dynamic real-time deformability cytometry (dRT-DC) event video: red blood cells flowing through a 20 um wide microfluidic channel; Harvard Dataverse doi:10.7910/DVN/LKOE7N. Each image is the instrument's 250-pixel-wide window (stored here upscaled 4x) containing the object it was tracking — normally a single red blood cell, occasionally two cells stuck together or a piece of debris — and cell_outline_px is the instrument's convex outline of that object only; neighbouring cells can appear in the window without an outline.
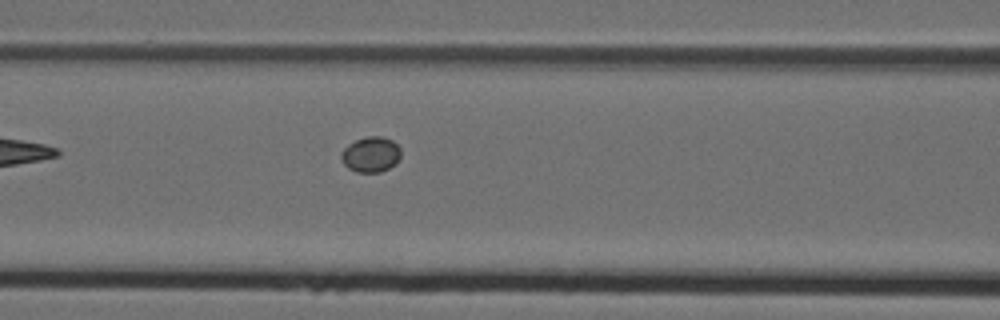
{"species": "Egyptian fruit bat (a non-hibernating species)", "species_latin": "Rousettus aegyptiacus", "temperature_condition": "cold", "stored_images_in_passage": 6, "camera_frame_rate_fps": 3000, "um_per_image_px": 0.085, "animal": {"sex": "female"}, "frame": {"image": 1, "passage_image": 6, "time_ms": 1.667, "image_size_px": [1000, 320], "cell_outline_px": [[400, 156], [396, 164], [380, 172], [356, 172], [348, 168], [340, 160], [340, 152], [348, 144], [356, 140], [368, 136], [380, 136], [392, 140], [400, 148]], "centroid_in_image_um": [31.49, 13.13], "position_along_channel_um": 135.1, "area_um2": 12.37}}